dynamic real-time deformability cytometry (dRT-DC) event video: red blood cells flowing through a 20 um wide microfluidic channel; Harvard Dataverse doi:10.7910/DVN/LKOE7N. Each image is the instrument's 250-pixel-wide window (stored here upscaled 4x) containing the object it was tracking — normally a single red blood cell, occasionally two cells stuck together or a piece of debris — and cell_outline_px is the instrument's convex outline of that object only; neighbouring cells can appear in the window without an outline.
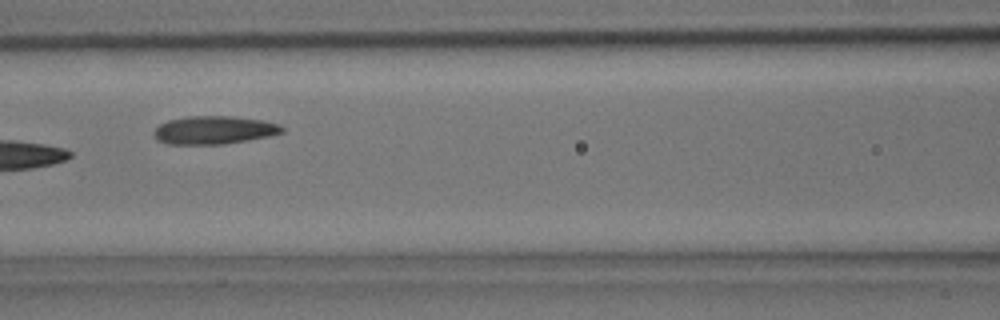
{"species": "common noctule bat (a hibernating species)", "species_latin": "Nyctalus noctula", "temperature_condition": "room temperature", "stored_images_in_passage": 7, "camera_frame_rate_fps": 3000, "um_per_image_px": 0.085, "animal": {"sex": "male", "body_mass_g": 15.6}, "frame": {"image": 1, "passage_image": 6, "time_ms": 1.667, "image_size_px": [1000, 320], "cell_outline_px": [[284, 132], [268, 136], [248, 140], [224, 144], [168, 144], [156, 140], [152, 136], [152, 132], [160, 124], [168, 120], [188, 116], [232, 116], [264, 120], [280, 124], [284, 128]], "centroid_in_image_um": [18.18, 11.05], "position_along_channel_um": 148.4, "area_um2": 21.21}}